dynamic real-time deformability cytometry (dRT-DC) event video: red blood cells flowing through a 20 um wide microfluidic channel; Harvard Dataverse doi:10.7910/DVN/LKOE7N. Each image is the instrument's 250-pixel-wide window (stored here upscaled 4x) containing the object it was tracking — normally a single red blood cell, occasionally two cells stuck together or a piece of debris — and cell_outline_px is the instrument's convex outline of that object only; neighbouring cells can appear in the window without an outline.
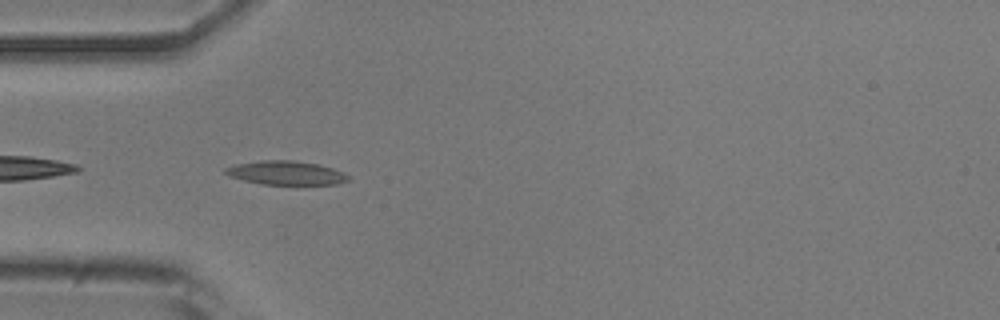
{"species": "common noctule bat (a hibernating species)", "species_latin": "Nyctalus noctula", "temperature_condition": "room temperature", "stored_images_in_passage": 6, "camera_frame_rate_fps": 3000, "um_per_image_px": 0.085, "animal": {"sex": "male", "body_mass_g": 20.5, "forearm_length_mm": 52.5}, "frame": {"image": 1, "passage_image": 2, "time_ms": 0.333, "image_size_px": [1000, 320], "cell_outline_px": [[348, 180], [336, 184], [260, 184], [228, 176], [224, 172], [224, 168], [236, 164], [260, 160], [292, 160], [320, 164], [344, 172], [348, 176]], "centroid_in_image_um": [24.28, 14.68], "position_along_channel_um": 60.7, "area_um2": 17.05}}
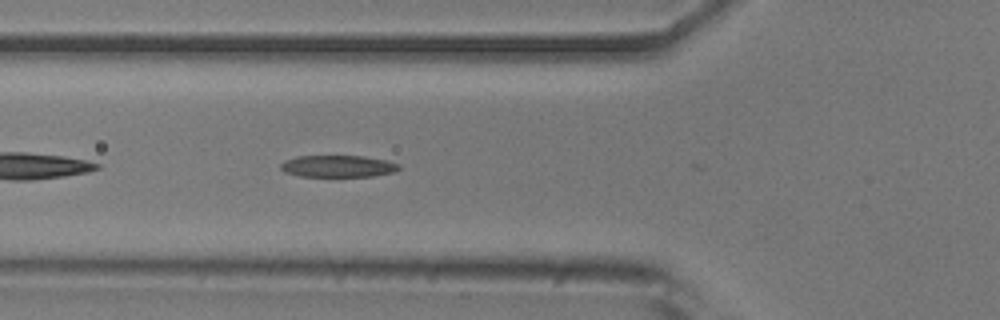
{"frame": {"image": 2, "passage_image": 5, "time_ms": 1.333, "image_size_px": [1000, 320], "cell_outline_px": [[400, 168], [396, 172], [372, 176], [300, 176], [284, 172], [280, 168], [280, 164], [284, 160], [296, 156], [364, 156], [388, 160], [400, 164]], "centroid_in_image_um": [28.74, 14.12], "position_along_channel_um": 97.1, "area_um2": 15.2}}